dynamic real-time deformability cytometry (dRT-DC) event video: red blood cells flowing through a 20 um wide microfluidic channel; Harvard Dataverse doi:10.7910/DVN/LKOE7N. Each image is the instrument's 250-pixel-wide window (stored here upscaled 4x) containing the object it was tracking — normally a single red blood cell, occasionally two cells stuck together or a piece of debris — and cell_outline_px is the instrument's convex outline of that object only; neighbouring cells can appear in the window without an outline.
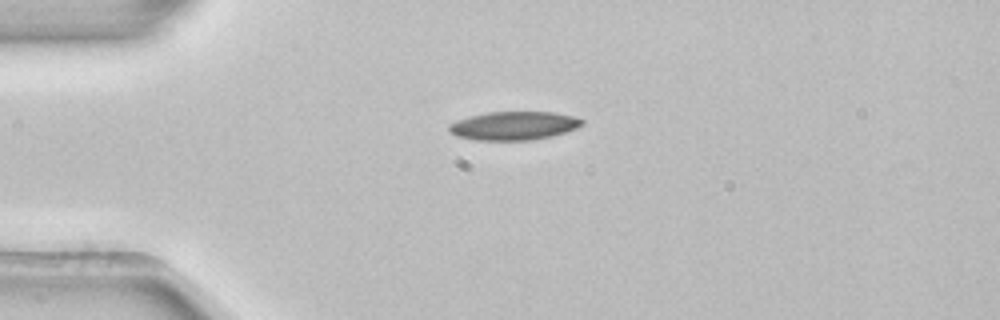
{"species": "common noctule bat (a hibernating species)", "species_latin": "Nyctalus noctula", "temperature_condition": "room temperature", "stored_images_in_passage": 3, "camera_frame_rate_fps": 3000, "um_per_image_px": 0.085, "animal": {"sex": "female", "body_mass_g": 22.7, "forearm_length_mm": 54.2}, "frame": {"image": 1, "passage_image": 1, "time_ms": 0.0, "image_size_px": [1000, 320], "cell_outline_px": [[584, 124], [576, 128], [552, 136], [532, 140], [476, 140], [456, 136], [448, 132], [448, 124], [456, 120], [468, 116], [488, 112], [556, 112], [572, 116], [584, 120]], "centroid_in_image_um": [43.64, 10.68], "position_along_channel_um": 41.4, "area_um2": 22.25}}